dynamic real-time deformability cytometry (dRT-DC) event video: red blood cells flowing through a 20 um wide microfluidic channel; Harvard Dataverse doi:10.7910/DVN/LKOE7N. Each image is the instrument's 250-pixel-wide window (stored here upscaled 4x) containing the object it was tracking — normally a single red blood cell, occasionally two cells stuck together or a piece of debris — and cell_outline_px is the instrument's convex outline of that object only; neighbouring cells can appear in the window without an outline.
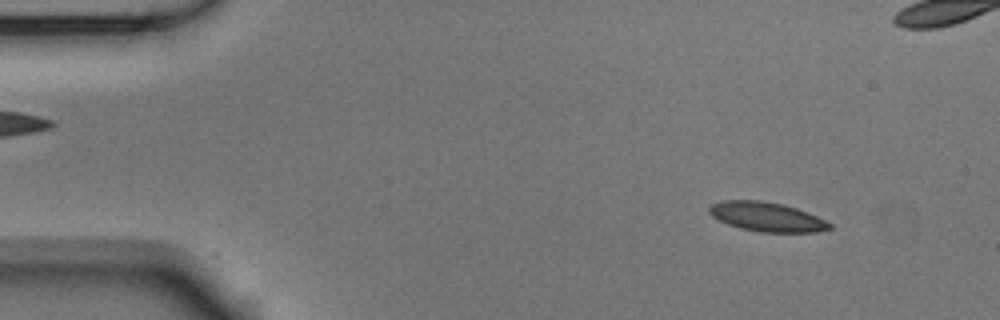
{"species": "Egyptian fruit bat (a non-hibernating species)", "species_latin": "Rousettus aegyptiacus", "temperature_condition": "room temperature", "stored_images_in_passage": 6, "segment_of_instrument_passage": [1, 2], "camera_frame_rate_fps": 3000, "um_per_image_px": 0.085, "animal": {"sex": "male"}, "frame": {"image": 1, "passage_image": 1, "time_ms": 0.0, "image_size_px": [1000, 320], "cell_outline_px": [[832, 228], [816, 232], [760, 232], [740, 228], [728, 224], [712, 216], [708, 212], [708, 208], [712, 204], [720, 200], [760, 200], [784, 204], [808, 212], [832, 224]], "centroid_in_image_um": [65.16, 18.42], "position_along_channel_um": 19.8, "area_um2": 20.58}}
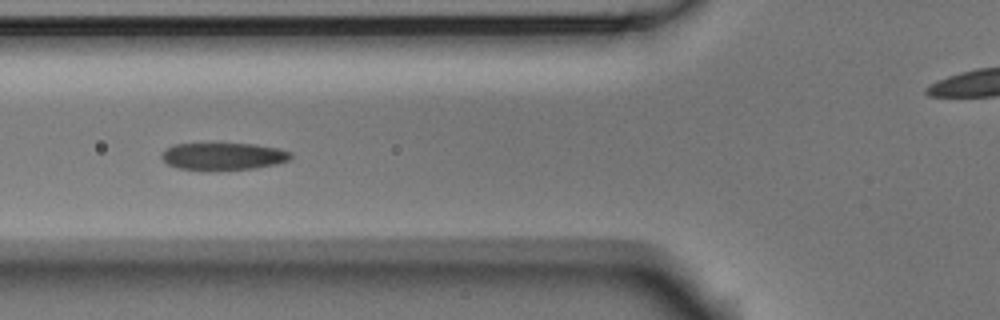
{"frame": {"image": 2, "passage_image": 5, "time_ms": 1.333, "image_size_px": [1000, 320], "cell_outline_px": [[292, 156], [288, 160], [276, 164], [256, 168], [208, 172], [180, 168], [168, 164], [160, 156], [172, 144], [256, 144], [280, 148], [292, 152]], "centroid_in_image_um": [19.01, 13.31], "position_along_channel_um": 106.8, "area_um2": 20.87}}